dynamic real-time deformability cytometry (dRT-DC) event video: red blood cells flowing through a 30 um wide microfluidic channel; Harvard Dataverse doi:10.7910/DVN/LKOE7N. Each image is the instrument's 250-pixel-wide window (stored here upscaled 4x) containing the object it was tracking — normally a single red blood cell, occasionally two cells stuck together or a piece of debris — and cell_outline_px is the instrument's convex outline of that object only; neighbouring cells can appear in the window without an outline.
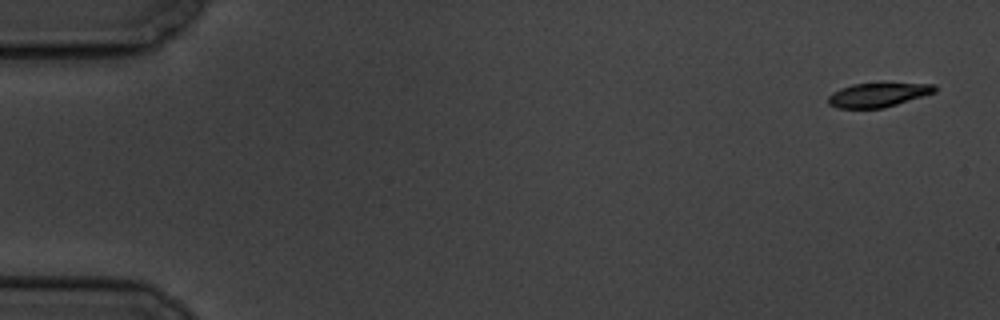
{"species": "common noctule bat (a hibernating species)", "species_latin": "Nyctalus noctula", "temperature_condition": "cold", "stored_images_in_passage": 5, "camera_frame_rate_fps": 3000, "um_per_image_px": 0.085, "animal": {"sex": "male", "body_mass_g": 19.5, "forearm_length_mm": 54.6}, "frame": {"image": 1, "passage_image": 1, "time_ms": 0.0, "image_size_px": [1000, 320], "cell_outline_px": [[936, 92], [884, 108], [836, 108], [828, 104], [828, 96], [832, 92], [840, 88], [852, 84], [880, 80], [936, 84]], "centroid_in_image_um": [74.66, 8.0], "position_along_channel_um": 10.3, "area_um2": 16.01}}